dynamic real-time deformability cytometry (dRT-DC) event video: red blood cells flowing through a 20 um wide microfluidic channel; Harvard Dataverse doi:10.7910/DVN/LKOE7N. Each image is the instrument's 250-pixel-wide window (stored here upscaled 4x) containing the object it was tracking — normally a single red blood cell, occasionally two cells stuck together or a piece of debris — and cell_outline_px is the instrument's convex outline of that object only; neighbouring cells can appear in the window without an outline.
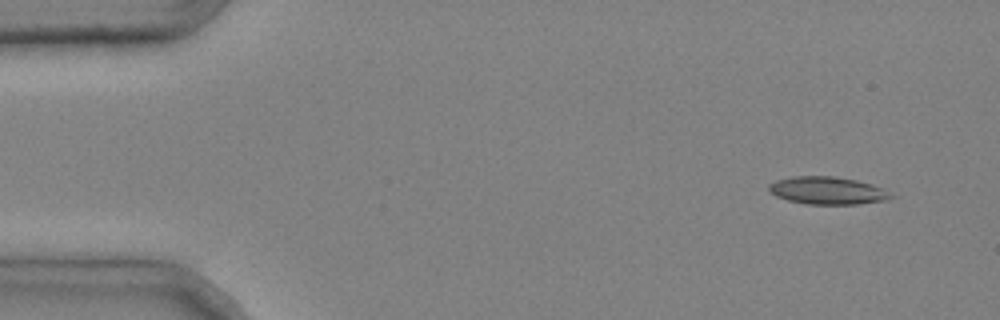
{"species": "common noctule bat (a hibernating species)", "species_latin": "Nyctalus noctula", "temperature_condition": "cold", "stored_images_in_passage": 2, "camera_frame_rate_fps": 3000, "um_per_image_px": 0.085, "animal": {"sex": "male", "body_mass_g": 20.4}, "frame": {"image": 1, "passage_image": 1, "time_ms": 0.0, "image_size_px": [1000, 320], "cell_outline_px": [[896, 196], [888, 200], [856, 204], [808, 204], [788, 200], [776, 196], [768, 188], [768, 184], [776, 180], [792, 176], [836, 176], [856, 180], [872, 184]], "centroid_in_image_um": [70.34, 16.19], "position_along_channel_um": 14.7, "area_um2": 19.59}}
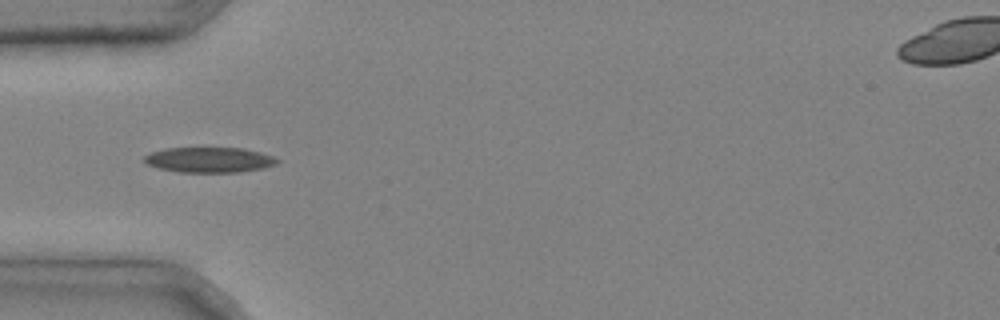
{"frame": {"image": 2, "passage_image": 2, "time_ms": 0.333, "image_size_px": [1000, 320], "cell_outline_px": [[280, 160], [276, 164], [264, 168], [240, 172], [180, 172], [160, 168], [148, 164], [144, 160], [144, 156], [152, 152], [164, 148], [244, 148], [260, 152], [272, 156]], "centroid_in_image_um": [17.82, 13.58], "position_along_channel_um": 67.2, "area_um2": 19.48}}